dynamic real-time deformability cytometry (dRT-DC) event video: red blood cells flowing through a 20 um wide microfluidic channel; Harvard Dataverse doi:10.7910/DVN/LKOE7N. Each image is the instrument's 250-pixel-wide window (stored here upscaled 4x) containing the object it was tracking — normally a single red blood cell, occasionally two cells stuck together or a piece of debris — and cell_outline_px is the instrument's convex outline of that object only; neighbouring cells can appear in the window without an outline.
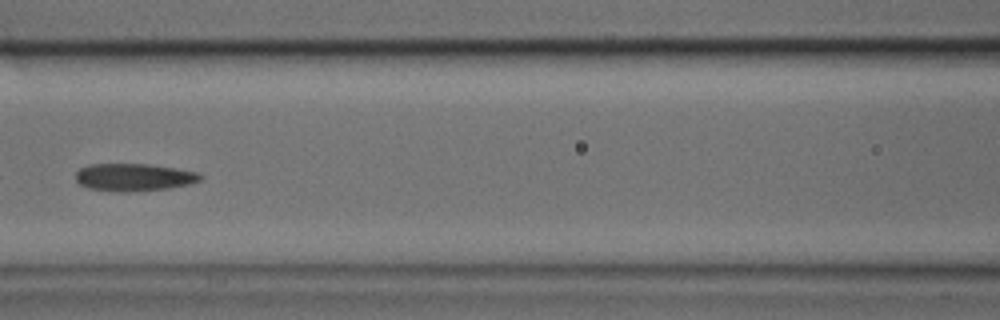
{"species": "common noctule bat (a hibernating species)", "species_latin": "Nyctalus noctula", "temperature_condition": "cold", "stored_images_in_passage": 22, "camera_frame_rate_fps": 3000, "um_per_image_px": 0.085, "animal": {"sex": "male", "body_mass_g": 17.9, "forearm_length_mm": 54.2}, "frame": {"image": 1, "passage_image": 16, "time_ms": 5.0, "image_size_px": [1000, 320], "cell_outline_px": [[204, 176], [200, 180], [188, 184], [168, 188], [128, 192], [120, 192], [88, 188], [80, 184], [76, 180], [76, 172], [80, 168], [88, 164], [148, 164], [176, 168], [196, 172]], "centroid_in_image_um": [11.36, 15.06], "position_along_channel_um": 155.2, "area_um2": 19.94}}